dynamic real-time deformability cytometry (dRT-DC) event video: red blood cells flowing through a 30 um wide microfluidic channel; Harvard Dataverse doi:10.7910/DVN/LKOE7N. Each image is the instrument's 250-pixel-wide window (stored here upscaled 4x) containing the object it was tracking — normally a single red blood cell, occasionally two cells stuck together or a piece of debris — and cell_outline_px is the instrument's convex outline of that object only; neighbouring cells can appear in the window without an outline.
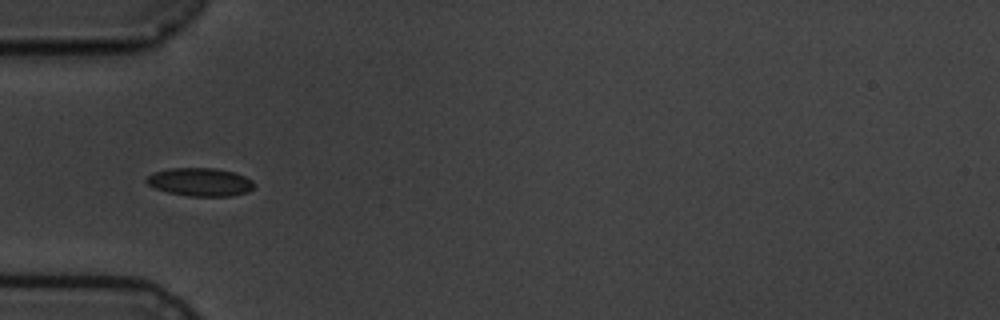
{"species": "common noctule bat (a hibernating species)", "species_latin": "Nyctalus noctula", "temperature_condition": "cold", "stored_images_in_passage": 9, "camera_frame_rate_fps": 3000, "um_per_image_px": 0.085, "animal": {"sex": "male", "body_mass_g": 19.5, "forearm_length_mm": 54.6}, "frame": {"image": 1, "passage_image": 4, "time_ms": 3.333, "image_size_px": [1000, 320], "cell_outline_px": [[256, 184], [248, 192], [232, 196], [188, 196], [168, 192], [156, 188], [148, 184], [144, 180], [148, 176], [156, 172], [168, 168], [216, 168], [236, 172], [252, 180]], "centroid_in_image_um": [17.05, 15.47], "position_along_channel_um": 68.0, "area_um2": 17.74}}
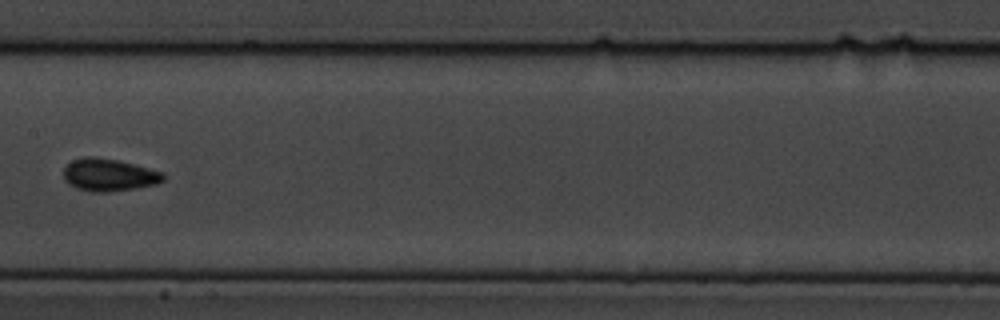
{"frame": {"image": 2, "passage_image": 7, "time_ms": 7.0, "image_size_px": [1000, 320], "cell_outline_px": [[164, 180], [156, 184], [136, 188], [108, 192], [92, 192], [76, 188], [64, 180], [64, 168], [72, 160], [84, 156], [96, 156], [120, 160], [164, 172]], "centroid_in_image_um": [9.26, 14.85], "position_along_channel_um": 198.1, "area_um2": 19.07}}
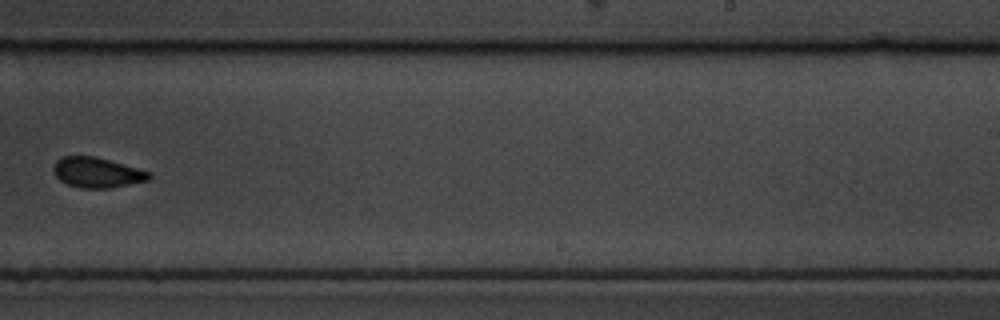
{"frame": {"image": 3, "passage_image": 9, "time_ms": 9.333, "image_size_px": [1000, 320], "cell_outline_px": [[152, 176], [148, 180], [112, 188], [80, 188], [68, 184], [60, 180], [52, 172], [52, 168], [56, 160], [64, 156], [96, 156], [152, 172]], "centroid_in_image_um": [8.25, 14.66], "position_along_channel_um": 280.7, "area_um2": 16.99}}